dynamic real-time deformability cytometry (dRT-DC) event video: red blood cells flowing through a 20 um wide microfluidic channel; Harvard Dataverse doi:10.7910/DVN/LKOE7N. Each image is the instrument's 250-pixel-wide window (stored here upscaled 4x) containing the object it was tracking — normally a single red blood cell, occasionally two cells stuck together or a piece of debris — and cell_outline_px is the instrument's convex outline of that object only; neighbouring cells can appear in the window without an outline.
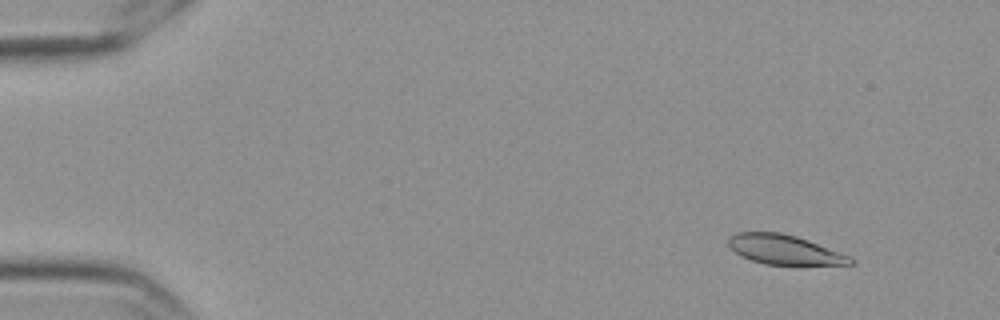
{"species": "Egyptian fruit bat (a non-hibernating species)", "species_latin": "Rousettus aegyptiacus", "temperature_condition": "cold", "stored_images_in_passage": 58, "camera_frame_rate_fps": 3000, "um_per_image_px": 0.085, "frame": {"image": 1, "passage_image": 6, "time_ms": 1.667, "image_size_px": [1000, 320], "cell_outline_px": [[856, 264], [764, 264], [740, 256], [728, 244], [728, 236], [736, 232], [780, 232], [796, 236], [808, 240], [848, 256], [856, 260]], "centroid_in_image_um": [66.63, 21.21], "position_along_channel_um": 18.4, "area_um2": 20.69}}
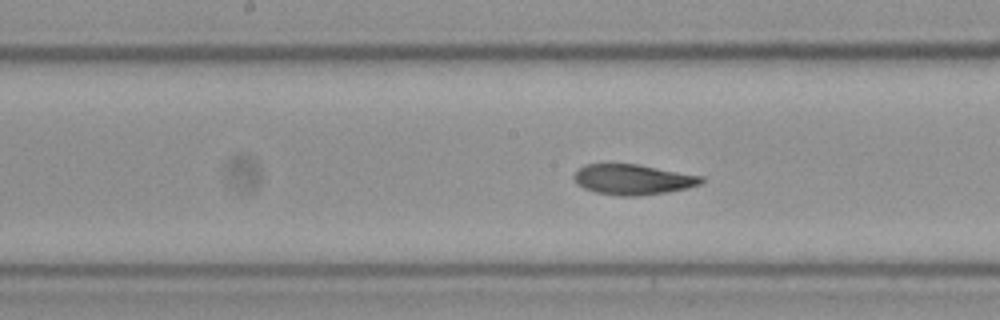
{"frame": {"image": 2, "passage_image": 30, "time_ms": 9.667, "image_size_px": [1000, 320], "cell_outline_px": [[704, 180], [700, 184], [684, 188], [664, 192], [640, 196], [620, 196], [596, 192], [584, 188], [576, 184], [572, 176], [584, 164], [636, 164], [704, 176]], "centroid_in_image_um": [53.76, 15.25], "position_along_channel_um": 194.4, "area_um2": 22.37}}
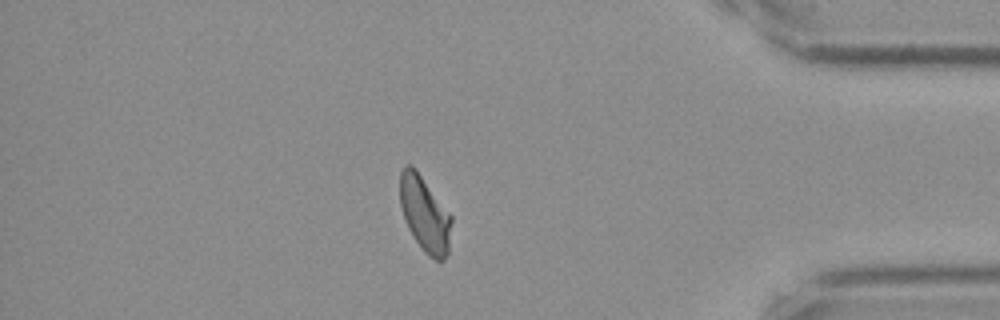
{"frame": {"image": 3, "passage_image": 50, "time_ms": 16.333, "image_size_px": [1000, 320], "cell_outline_px": [[452, 220], [448, 252], [444, 260], [436, 260], [428, 256], [424, 252], [408, 228], [400, 204], [400, 172], [404, 164], [412, 164], [452, 216]], "centroid_in_image_um": [36.1, 18.19], "position_along_channel_um": 399.1, "area_um2": 22.48}, "authors_computed_cell_mechanics": {"area_um2": 22.4553, "velocity_mm_per_s": 3.5486, "shape_relaxation_time_tau1_ms": 8.4134, "shape_relaxation_time_tau2_ms": 2.4034, "deformation_change_tau1": 0.1874, "deformation_change_tau2": 0.0798}}